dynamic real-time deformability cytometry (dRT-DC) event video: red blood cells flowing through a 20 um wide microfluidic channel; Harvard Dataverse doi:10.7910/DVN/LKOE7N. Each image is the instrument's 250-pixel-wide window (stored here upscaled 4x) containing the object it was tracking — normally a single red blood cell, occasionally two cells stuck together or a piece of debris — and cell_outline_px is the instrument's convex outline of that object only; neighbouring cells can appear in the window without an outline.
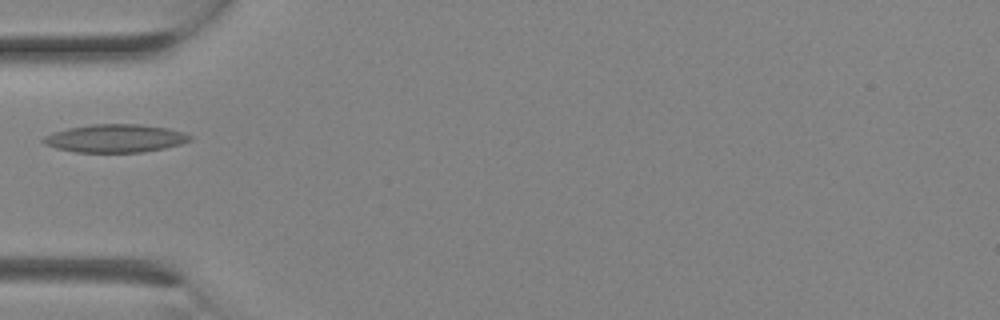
{"species": "Egyptian fruit bat (a non-hibernating species)", "species_latin": "Rousettus aegyptiacus", "temperature_condition": "room temperature", "stored_images_in_passage": 24, "camera_frame_rate_fps": 3000, "um_per_image_px": 0.085, "animal": {"sex": "female"}, "frame": {"image": 1, "passage_image": 8, "time_ms": 2.333, "image_size_px": [1000, 320], "cell_outline_px": [[192, 140], [180, 144], [164, 148], [144, 152], [76, 152], [56, 148], [44, 144], [40, 140], [44, 136], [68, 128], [92, 124], [140, 124], [168, 128], [184, 132], [192, 136]], "centroid_in_image_um": [9.82, 11.76], "position_along_channel_um": 75.2, "area_um2": 23.99}}
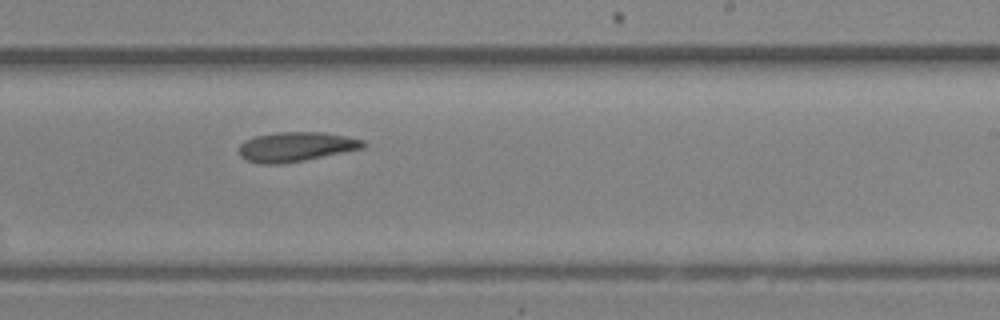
{"frame": {"image": 2, "passage_image": 15, "time_ms": 4.667, "image_size_px": [1000, 320], "cell_outline_px": [[368, 144], [364, 148], [304, 160], [280, 164], [260, 164], [248, 160], [240, 156], [240, 144], [244, 140], [256, 136], [276, 132], [324, 132], [348, 136], [364, 140]], "centroid_in_image_um": [25.19, 12.46], "position_along_channel_um": 263.8, "area_um2": 21.44}}
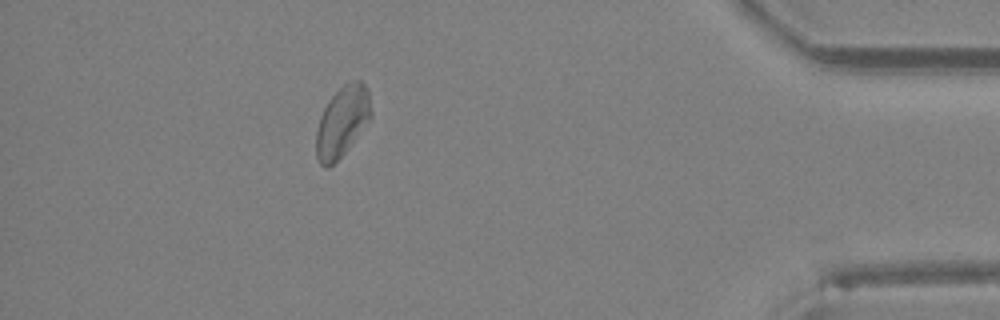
{"frame": {"image": 3, "passage_image": 22, "time_ms": 7.0, "image_size_px": [1000, 320], "cell_outline_px": [[372, 116], [348, 148], [328, 168], [324, 168], [320, 164], [316, 156], [316, 132], [320, 116], [328, 100], [344, 84], [352, 80], [360, 80], [368, 88], [372, 112]], "centroid_in_image_um": [29.09, 10.31], "position_along_channel_um": 406.1, "area_um2": 22.43}}